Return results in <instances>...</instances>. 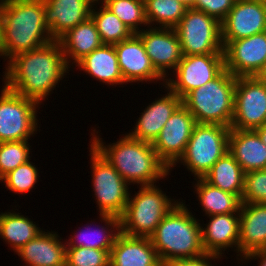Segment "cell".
Instances as JSON below:
<instances>
[{"mask_svg":"<svg viewBox=\"0 0 266 266\" xmlns=\"http://www.w3.org/2000/svg\"><path fill=\"white\" fill-rule=\"evenodd\" d=\"M7 62L4 86L39 105L42 100L48 99L46 97L66 73H69L70 68L58 40L20 53Z\"/></svg>","mask_w":266,"mask_h":266,"instance_id":"cell-1","label":"cell"},{"mask_svg":"<svg viewBox=\"0 0 266 266\" xmlns=\"http://www.w3.org/2000/svg\"><path fill=\"white\" fill-rule=\"evenodd\" d=\"M91 133V145L117 170L131 185L151 186L159 179L166 178L168 166L159 158L152 143L137 140L125 134L116 143L106 145L98 131ZM105 144V145H104ZM158 180V181H157Z\"/></svg>","mask_w":266,"mask_h":266,"instance_id":"cell-2","label":"cell"},{"mask_svg":"<svg viewBox=\"0 0 266 266\" xmlns=\"http://www.w3.org/2000/svg\"><path fill=\"white\" fill-rule=\"evenodd\" d=\"M52 40L45 25L44 0H4L0 56L9 61Z\"/></svg>","mask_w":266,"mask_h":266,"instance_id":"cell-3","label":"cell"},{"mask_svg":"<svg viewBox=\"0 0 266 266\" xmlns=\"http://www.w3.org/2000/svg\"><path fill=\"white\" fill-rule=\"evenodd\" d=\"M183 202L167 213L149 237L163 265L204 255L201 224Z\"/></svg>","mask_w":266,"mask_h":266,"instance_id":"cell-4","label":"cell"},{"mask_svg":"<svg viewBox=\"0 0 266 266\" xmlns=\"http://www.w3.org/2000/svg\"><path fill=\"white\" fill-rule=\"evenodd\" d=\"M236 78L224 69L215 79L192 90L182 99V104L196 123L231 126Z\"/></svg>","mask_w":266,"mask_h":266,"instance_id":"cell-5","label":"cell"},{"mask_svg":"<svg viewBox=\"0 0 266 266\" xmlns=\"http://www.w3.org/2000/svg\"><path fill=\"white\" fill-rule=\"evenodd\" d=\"M130 194L120 226L121 233L132 237H150L163 217L180 202L168 198L156 184L141 186L134 197Z\"/></svg>","mask_w":266,"mask_h":266,"instance_id":"cell-6","label":"cell"},{"mask_svg":"<svg viewBox=\"0 0 266 266\" xmlns=\"http://www.w3.org/2000/svg\"><path fill=\"white\" fill-rule=\"evenodd\" d=\"M231 128L220 124L196 123L185 152L178 163H184L196 178H202L229 148Z\"/></svg>","mask_w":266,"mask_h":266,"instance_id":"cell-7","label":"cell"},{"mask_svg":"<svg viewBox=\"0 0 266 266\" xmlns=\"http://www.w3.org/2000/svg\"><path fill=\"white\" fill-rule=\"evenodd\" d=\"M92 186L96 197L99 215L121 217L129 197V183L117 170L90 145Z\"/></svg>","mask_w":266,"mask_h":266,"instance_id":"cell-8","label":"cell"},{"mask_svg":"<svg viewBox=\"0 0 266 266\" xmlns=\"http://www.w3.org/2000/svg\"><path fill=\"white\" fill-rule=\"evenodd\" d=\"M174 29L183 55L224 54L221 23L205 12L186 9Z\"/></svg>","mask_w":266,"mask_h":266,"instance_id":"cell-9","label":"cell"},{"mask_svg":"<svg viewBox=\"0 0 266 266\" xmlns=\"http://www.w3.org/2000/svg\"><path fill=\"white\" fill-rule=\"evenodd\" d=\"M0 95V142L29 141L38 128L39 104L5 86Z\"/></svg>","mask_w":266,"mask_h":266,"instance_id":"cell-10","label":"cell"},{"mask_svg":"<svg viewBox=\"0 0 266 266\" xmlns=\"http://www.w3.org/2000/svg\"><path fill=\"white\" fill-rule=\"evenodd\" d=\"M224 69V54L184 55L173 71L176 79L167 78L165 86L183 99L192 90L215 79Z\"/></svg>","mask_w":266,"mask_h":266,"instance_id":"cell-11","label":"cell"},{"mask_svg":"<svg viewBox=\"0 0 266 266\" xmlns=\"http://www.w3.org/2000/svg\"><path fill=\"white\" fill-rule=\"evenodd\" d=\"M266 123V83L237 77L231 129L255 130Z\"/></svg>","mask_w":266,"mask_h":266,"instance_id":"cell-12","label":"cell"},{"mask_svg":"<svg viewBox=\"0 0 266 266\" xmlns=\"http://www.w3.org/2000/svg\"><path fill=\"white\" fill-rule=\"evenodd\" d=\"M266 31V0H236L221 22L223 47L230 41Z\"/></svg>","mask_w":266,"mask_h":266,"instance_id":"cell-13","label":"cell"},{"mask_svg":"<svg viewBox=\"0 0 266 266\" xmlns=\"http://www.w3.org/2000/svg\"><path fill=\"white\" fill-rule=\"evenodd\" d=\"M195 125V118L182 104L152 143L155 152L169 169H173L172 166L185 152Z\"/></svg>","mask_w":266,"mask_h":266,"instance_id":"cell-14","label":"cell"},{"mask_svg":"<svg viewBox=\"0 0 266 266\" xmlns=\"http://www.w3.org/2000/svg\"><path fill=\"white\" fill-rule=\"evenodd\" d=\"M154 27L142 29L137 35L144 44L151 64L166 80L168 69L174 71L184 55L174 28Z\"/></svg>","mask_w":266,"mask_h":266,"instance_id":"cell-15","label":"cell"},{"mask_svg":"<svg viewBox=\"0 0 266 266\" xmlns=\"http://www.w3.org/2000/svg\"><path fill=\"white\" fill-rule=\"evenodd\" d=\"M225 69L236 77H253L266 61V31L230 41L224 47Z\"/></svg>","mask_w":266,"mask_h":266,"instance_id":"cell-16","label":"cell"},{"mask_svg":"<svg viewBox=\"0 0 266 266\" xmlns=\"http://www.w3.org/2000/svg\"><path fill=\"white\" fill-rule=\"evenodd\" d=\"M119 68L126 83L151 82L165 79L155 70L146 53L144 44L137 34L114 44Z\"/></svg>","mask_w":266,"mask_h":266,"instance_id":"cell-17","label":"cell"},{"mask_svg":"<svg viewBox=\"0 0 266 266\" xmlns=\"http://www.w3.org/2000/svg\"><path fill=\"white\" fill-rule=\"evenodd\" d=\"M94 0H44L45 25L53 40L90 18Z\"/></svg>","mask_w":266,"mask_h":266,"instance_id":"cell-18","label":"cell"},{"mask_svg":"<svg viewBox=\"0 0 266 266\" xmlns=\"http://www.w3.org/2000/svg\"><path fill=\"white\" fill-rule=\"evenodd\" d=\"M167 94L153 101L138 118L134 131L128 135L134 139L153 143L171 115L182 105V99L168 87Z\"/></svg>","mask_w":266,"mask_h":266,"instance_id":"cell-19","label":"cell"},{"mask_svg":"<svg viewBox=\"0 0 266 266\" xmlns=\"http://www.w3.org/2000/svg\"><path fill=\"white\" fill-rule=\"evenodd\" d=\"M209 217V223L201 228L202 245L207 254L221 257L226 249L236 247L239 253V213L217 214Z\"/></svg>","mask_w":266,"mask_h":266,"instance_id":"cell-20","label":"cell"},{"mask_svg":"<svg viewBox=\"0 0 266 266\" xmlns=\"http://www.w3.org/2000/svg\"><path fill=\"white\" fill-rule=\"evenodd\" d=\"M110 266H164L149 237L120 233L110 251Z\"/></svg>","mask_w":266,"mask_h":266,"instance_id":"cell-21","label":"cell"},{"mask_svg":"<svg viewBox=\"0 0 266 266\" xmlns=\"http://www.w3.org/2000/svg\"><path fill=\"white\" fill-rule=\"evenodd\" d=\"M239 227V254L266 248V203H242Z\"/></svg>","mask_w":266,"mask_h":266,"instance_id":"cell-22","label":"cell"},{"mask_svg":"<svg viewBox=\"0 0 266 266\" xmlns=\"http://www.w3.org/2000/svg\"><path fill=\"white\" fill-rule=\"evenodd\" d=\"M56 232L41 231L16 254L26 266H65L66 243Z\"/></svg>","mask_w":266,"mask_h":266,"instance_id":"cell-23","label":"cell"},{"mask_svg":"<svg viewBox=\"0 0 266 266\" xmlns=\"http://www.w3.org/2000/svg\"><path fill=\"white\" fill-rule=\"evenodd\" d=\"M228 151L245 173L266 169V144L255 130L231 129Z\"/></svg>","mask_w":266,"mask_h":266,"instance_id":"cell-24","label":"cell"},{"mask_svg":"<svg viewBox=\"0 0 266 266\" xmlns=\"http://www.w3.org/2000/svg\"><path fill=\"white\" fill-rule=\"evenodd\" d=\"M58 41L68 66L72 62L71 59L74 60L72 64H75L103 45L95 22L91 17L68 30Z\"/></svg>","mask_w":266,"mask_h":266,"instance_id":"cell-25","label":"cell"},{"mask_svg":"<svg viewBox=\"0 0 266 266\" xmlns=\"http://www.w3.org/2000/svg\"><path fill=\"white\" fill-rule=\"evenodd\" d=\"M75 65L89 76L108 86L126 83L119 68L114 45L103 44L100 48L84 56Z\"/></svg>","mask_w":266,"mask_h":266,"instance_id":"cell-26","label":"cell"},{"mask_svg":"<svg viewBox=\"0 0 266 266\" xmlns=\"http://www.w3.org/2000/svg\"><path fill=\"white\" fill-rule=\"evenodd\" d=\"M245 172L228 151L202 177L207 183L242 198Z\"/></svg>","mask_w":266,"mask_h":266,"instance_id":"cell-27","label":"cell"},{"mask_svg":"<svg viewBox=\"0 0 266 266\" xmlns=\"http://www.w3.org/2000/svg\"><path fill=\"white\" fill-rule=\"evenodd\" d=\"M100 216L106 228L101 226L100 230L98 228L93 230L88 225L84 227L85 231L82 229L80 233L71 236L69 242L64 241L67 243L66 247H87L111 251L117 236L121 233L120 218L112 215Z\"/></svg>","mask_w":266,"mask_h":266,"instance_id":"cell-28","label":"cell"},{"mask_svg":"<svg viewBox=\"0 0 266 266\" xmlns=\"http://www.w3.org/2000/svg\"><path fill=\"white\" fill-rule=\"evenodd\" d=\"M195 191L200 205L208 216L239 213L242 205L238 195L223 191L207 183L203 178L195 179Z\"/></svg>","mask_w":266,"mask_h":266,"instance_id":"cell-29","label":"cell"},{"mask_svg":"<svg viewBox=\"0 0 266 266\" xmlns=\"http://www.w3.org/2000/svg\"><path fill=\"white\" fill-rule=\"evenodd\" d=\"M17 212L0 214V237L17 252L34 239L42 230L27 216Z\"/></svg>","mask_w":266,"mask_h":266,"instance_id":"cell-30","label":"cell"},{"mask_svg":"<svg viewBox=\"0 0 266 266\" xmlns=\"http://www.w3.org/2000/svg\"><path fill=\"white\" fill-rule=\"evenodd\" d=\"M102 6V7H101ZM92 7L90 17L95 22L103 44L114 45L130 38L134 33L103 4L95 11Z\"/></svg>","mask_w":266,"mask_h":266,"instance_id":"cell-31","label":"cell"},{"mask_svg":"<svg viewBox=\"0 0 266 266\" xmlns=\"http://www.w3.org/2000/svg\"><path fill=\"white\" fill-rule=\"evenodd\" d=\"M144 4L148 27L156 23L162 28H174L187 9L176 0H144Z\"/></svg>","mask_w":266,"mask_h":266,"instance_id":"cell-32","label":"cell"},{"mask_svg":"<svg viewBox=\"0 0 266 266\" xmlns=\"http://www.w3.org/2000/svg\"><path fill=\"white\" fill-rule=\"evenodd\" d=\"M101 3L115 14L134 34L141 26L148 25L144 0H101ZM139 26V27H138Z\"/></svg>","mask_w":266,"mask_h":266,"instance_id":"cell-33","label":"cell"},{"mask_svg":"<svg viewBox=\"0 0 266 266\" xmlns=\"http://www.w3.org/2000/svg\"><path fill=\"white\" fill-rule=\"evenodd\" d=\"M29 144L28 141L0 142V180L31 158Z\"/></svg>","mask_w":266,"mask_h":266,"instance_id":"cell-34","label":"cell"},{"mask_svg":"<svg viewBox=\"0 0 266 266\" xmlns=\"http://www.w3.org/2000/svg\"><path fill=\"white\" fill-rule=\"evenodd\" d=\"M28 160L16 169L6 174L0 182L4 181L5 187L15 193H26L34 188L38 182V169Z\"/></svg>","mask_w":266,"mask_h":266,"instance_id":"cell-35","label":"cell"},{"mask_svg":"<svg viewBox=\"0 0 266 266\" xmlns=\"http://www.w3.org/2000/svg\"><path fill=\"white\" fill-rule=\"evenodd\" d=\"M66 266H110V251L87 247H66Z\"/></svg>","mask_w":266,"mask_h":266,"instance_id":"cell-36","label":"cell"},{"mask_svg":"<svg viewBox=\"0 0 266 266\" xmlns=\"http://www.w3.org/2000/svg\"><path fill=\"white\" fill-rule=\"evenodd\" d=\"M242 203H266V169L246 172Z\"/></svg>","mask_w":266,"mask_h":266,"instance_id":"cell-37","label":"cell"},{"mask_svg":"<svg viewBox=\"0 0 266 266\" xmlns=\"http://www.w3.org/2000/svg\"><path fill=\"white\" fill-rule=\"evenodd\" d=\"M235 1L236 0H197L194 9L205 12L221 23L233 8Z\"/></svg>","mask_w":266,"mask_h":266,"instance_id":"cell-38","label":"cell"},{"mask_svg":"<svg viewBox=\"0 0 266 266\" xmlns=\"http://www.w3.org/2000/svg\"><path fill=\"white\" fill-rule=\"evenodd\" d=\"M221 259L222 257L205 253L196 258L177 259L167 263L164 266H212L210 259Z\"/></svg>","mask_w":266,"mask_h":266,"instance_id":"cell-39","label":"cell"},{"mask_svg":"<svg viewBox=\"0 0 266 266\" xmlns=\"http://www.w3.org/2000/svg\"><path fill=\"white\" fill-rule=\"evenodd\" d=\"M245 260H250V259H259V266H266V248H261L255 251H252L248 254H246L243 257Z\"/></svg>","mask_w":266,"mask_h":266,"instance_id":"cell-40","label":"cell"},{"mask_svg":"<svg viewBox=\"0 0 266 266\" xmlns=\"http://www.w3.org/2000/svg\"><path fill=\"white\" fill-rule=\"evenodd\" d=\"M258 81L266 83V61L254 76Z\"/></svg>","mask_w":266,"mask_h":266,"instance_id":"cell-41","label":"cell"},{"mask_svg":"<svg viewBox=\"0 0 266 266\" xmlns=\"http://www.w3.org/2000/svg\"><path fill=\"white\" fill-rule=\"evenodd\" d=\"M255 131L258 133L261 141L266 144V123L261 127L255 129Z\"/></svg>","mask_w":266,"mask_h":266,"instance_id":"cell-42","label":"cell"},{"mask_svg":"<svg viewBox=\"0 0 266 266\" xmlns=\"http://www.w3.org/2000/svg\"><path fill=\"white\" fill-rule=\"evenodd\" d=\"M182 5H184L187 9L195 8L197 0H176Z\"/></svg>","mask_w":266,"mask_h":266,"instance_id":"cell-43","label":"cell"},{"mask_svg":"<svg viewBox=\"0 0 266 266\" xmlns=\"http://www.w3.org/2000/svg\"><path fill=\"white\" fill-rule=\"evenodd\" d=\"M3 8H4V0H0V42L3 30Z\"/></svg>","mask_w":266,"mask_h":266,"instance_id":"cell-44","label":"cell"}]
</instances>
